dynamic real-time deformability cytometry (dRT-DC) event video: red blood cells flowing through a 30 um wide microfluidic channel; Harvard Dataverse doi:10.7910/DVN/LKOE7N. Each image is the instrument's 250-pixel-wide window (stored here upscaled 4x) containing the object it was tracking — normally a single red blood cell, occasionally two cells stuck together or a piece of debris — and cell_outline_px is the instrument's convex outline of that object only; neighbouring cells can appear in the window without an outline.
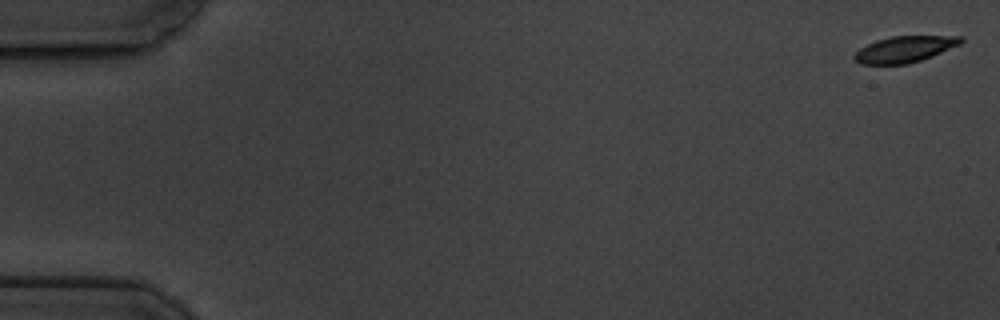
{"species": "common noctule bat (a hibernating species)", "species_latin": "Nyctalus noctula", "temperature_condition": "cold", "stored_images_in_passage": 7, "segment_of_instrument_passage": [1, 2], "camera_frame_rate_fps": 3000, "um_per_image_px": 0.085, "animal": {"sex": "male", "body_mass_g": 19.5, "forearm_length_mm": 54.6}, "frame": {"image": 1, "passage_image": 1, "time_ms": 0.0, "image_size_px": [1000, 320], "cell_outline_px": [[964, 40], [960, 44], [932, 56], [908, 64], [860, 64], [852, 56], [860, 48], [876, 40], [892, 36], [964, 36]], "centroid_in_image_um": [76.9, 4.18], "position_along_channel_um": 8.1, "area_um2": 16.18}}